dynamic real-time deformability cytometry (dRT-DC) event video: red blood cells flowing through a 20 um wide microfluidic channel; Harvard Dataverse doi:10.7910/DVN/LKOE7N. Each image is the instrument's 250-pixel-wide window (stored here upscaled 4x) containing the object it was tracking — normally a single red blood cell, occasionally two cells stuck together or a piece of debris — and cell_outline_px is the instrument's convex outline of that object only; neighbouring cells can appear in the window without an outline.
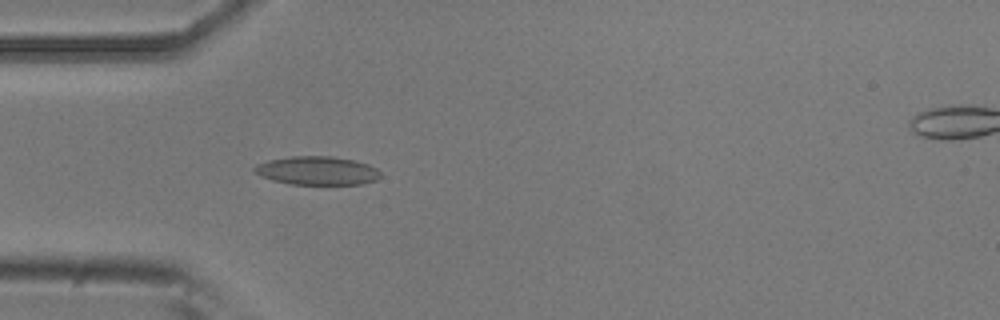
{"species": "common noctule bat (a hibernating species)", "species_latin": "Nyctalus noctula", "temperature_condition": "room temperature", "stored_images_in_passage": 2, "camera_frame_rate_fps": 3000, "um_per_image_px": 0.085, "animal": {"sex": "male", "body_mass_g": 20.5, "forearm_length_mm": 52.5}, "frame": {"image": 1, "passage_image": 1, "time_ms": 0.0, "image_size_px": [1000, 320], "cell_outline_px": [[380, 176], [376, 180], [360, 184], [288, 184], [272, 180], [260, 176], [252, 168], [256, 164], [268, 160], [292, 156], [332, 156], [352, 160], [368, 164], [376, 168], [380, 172]], "centroid_in_image_um": [26.93, 14.5], "position_along_channel_um": 58.1, "area_um2": 20.92}}